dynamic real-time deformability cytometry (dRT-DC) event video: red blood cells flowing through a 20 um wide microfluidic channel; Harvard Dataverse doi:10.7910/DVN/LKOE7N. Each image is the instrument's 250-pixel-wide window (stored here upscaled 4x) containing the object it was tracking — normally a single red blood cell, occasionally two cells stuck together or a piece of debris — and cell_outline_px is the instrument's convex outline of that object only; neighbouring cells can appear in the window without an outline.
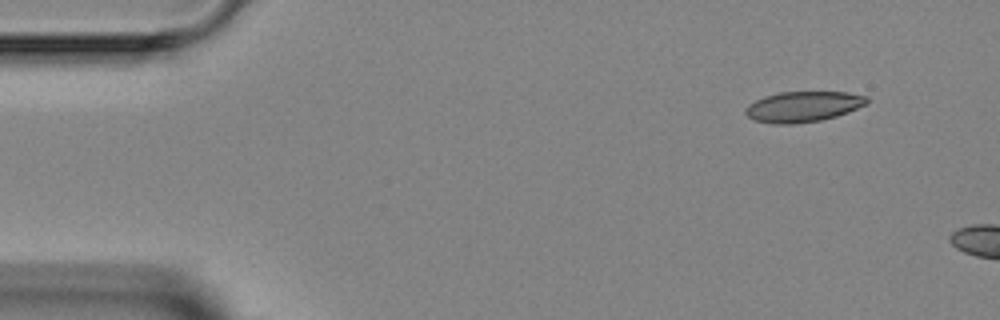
{"species": "Egyptian fruit bat (a non-hibernating species)", "species_latin": "Rousettus aegyptiacus", "temperature_condition": "room temperature", "stored_images_in_passage": 6, "camera_frame_rate_fps": 3000, "um_per_image_px": 0.085, "animal": {"sex": "female"}, "frame": {"image": 1, "passage_image": 1, "time_ms": 0.0, "image_size_px": [1000, 320], "cell_outline_px": [[868, 104], [848, 112], [836, 116], [820, 120], [792, 124], [772, 124], [756, 120], [748, 116], [744, 112], [744, 108], [748, 104], [764, 96], [780, 92], [848, 92], [868, 96]], "centroid_in_image_um": [68.27, 9.06], "position_along_channel_um": 16.7, "area_um2": 21.68}}
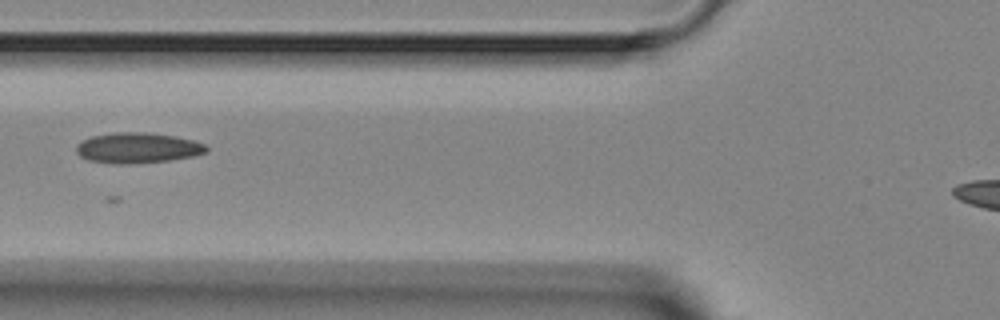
{"frame": {"image": 2, "passage_image": 5, "time_ms": 4.667, "image_size_px": [1000, 320], "cell_outline_px": [[208, 152], [192, 156], [168, 160], [128, 164], [116, 164], [88, 160], [80, 156], [76, 152], [76, 144], [80, 140], [92, 136], [116, 132], [148, 132], [176, 136], [192, 140], [204, 144], [208, 148]], "centroid_in_image_um": [11.66, 12.56], "position_along_channel_um": 114.1, "area_um2": 23.18}}
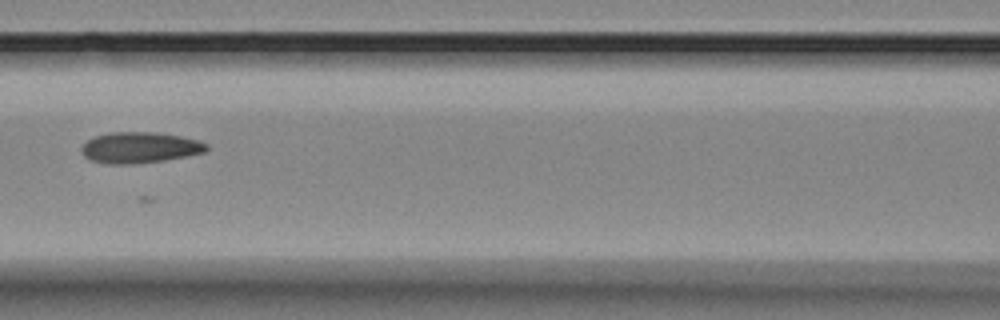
{"frame": {"image": 3, "passage_image": 6, "time_ms": 5.667, "image_size_px": [1000, 320], "cell_outline_px": [[208, 148], [204, 152], [164, 160], [132, 164], [104, 164], [88, 160], [80, 152], [80, 148], [88, 140], [96, 136], [112, 132], [160, 132], [200, 140], [208, 144]], "centroid_in_image_um": [11.85, 12.54], "position_along_channel_um": 154.7, "area_um2": 22.72}}